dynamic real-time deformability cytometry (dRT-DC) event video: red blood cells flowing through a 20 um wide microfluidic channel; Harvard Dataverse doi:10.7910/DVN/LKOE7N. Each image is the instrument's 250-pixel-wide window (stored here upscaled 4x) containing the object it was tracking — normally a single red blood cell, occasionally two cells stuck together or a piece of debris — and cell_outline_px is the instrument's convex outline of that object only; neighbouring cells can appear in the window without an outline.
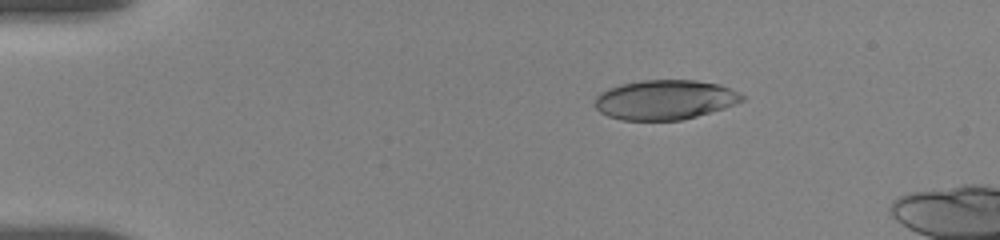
{"species": "human", "species_latin": "Homo sapiens", "temperature_condition": "room temperature", "stored_images_in_passage": 7, "camera_frame_rate_fps": 3000, "um_per_image_px": 0.085, "donor": {"sex": "female"}, "frame": {"image": 1, "passage_image": 4, "time_ms": 2.333, "image_size_px": [1000, 240], "cell_outline_px": [[748, 96], [744, 100], [736, 104], [724, 108], [696, 116], [680, 120], [620, 120], [608, 116], [600, 112], [596, 108], [596, 96], [600, 92], [608, 88], [620, 84], [644, 80], [696, 80], [720, 84], [740, 92]], "centroid_in_image_um": [56.55, 8.47], "position_along_channel_um": 28.4, "area_um2": 34.22}}